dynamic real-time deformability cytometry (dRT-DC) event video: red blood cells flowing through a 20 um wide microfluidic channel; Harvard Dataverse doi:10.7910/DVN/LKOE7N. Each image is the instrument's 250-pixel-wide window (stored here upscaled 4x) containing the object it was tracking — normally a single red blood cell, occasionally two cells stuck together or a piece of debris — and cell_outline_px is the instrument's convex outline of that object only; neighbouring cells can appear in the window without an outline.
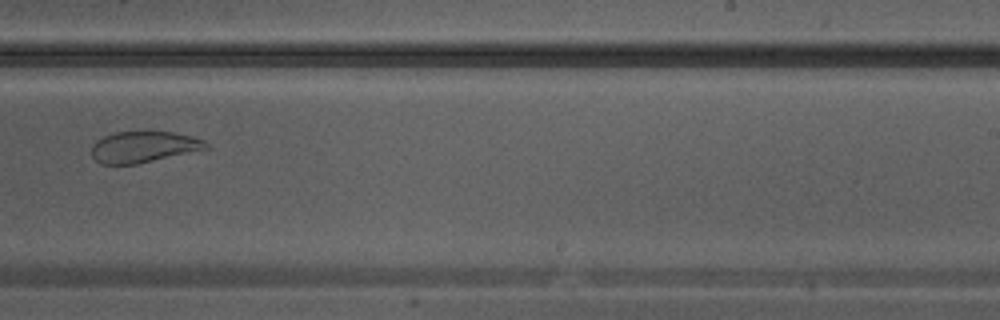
{"species": "Egyptian fruit bat (a non-hibernating species)", "species_latin": "Rousettus aegyptiacus", "temperature_condition": "warm", "stored_images_in_passage": 23, "camera_frame_rate_fps": 3000, "um_per_image_px": 0.085, "animal": {"sex": "male"}, "frame": {"image": 1, "passage_image": 20, "time_ms": 6.333, "image_size_px": [1000, 320], "cell_outline_px": [[208, 148], [136, 164], [100, 164], [92, 156], [92, 144], [96, 140], [104, 136], [116, 132], [172, 132], [192, 136], [204, 140], [208, 144]], "centroid_in_image_um": [12.17, 12.48], "position_along_channel_um": 276.8, "area_um2": 20.52}}